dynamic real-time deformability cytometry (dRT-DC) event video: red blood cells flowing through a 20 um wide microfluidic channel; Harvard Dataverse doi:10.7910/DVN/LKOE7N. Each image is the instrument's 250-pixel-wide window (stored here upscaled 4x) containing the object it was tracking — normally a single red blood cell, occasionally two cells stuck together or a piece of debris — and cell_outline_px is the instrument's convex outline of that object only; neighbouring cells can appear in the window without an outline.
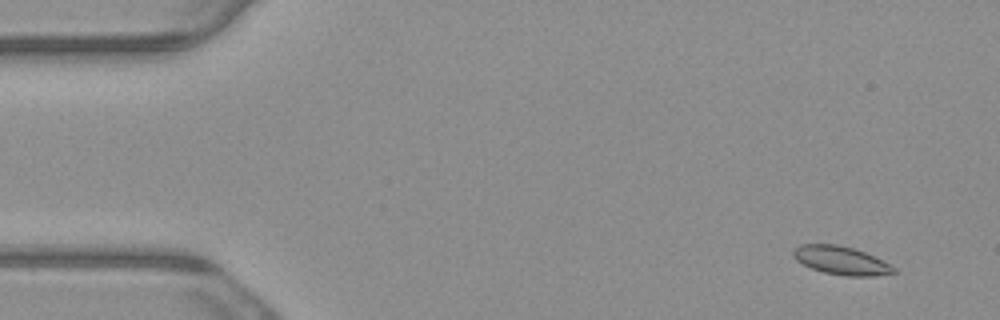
{"species": "common noctule bat (a hibernating species)", "species_latin": "Nyctalus noctula", "temperature_condition": "warm", "stored_images_in_passage": 6, "camera_frame_rate_fps": 3000, "um_per_image_px": 0.085, "animal": {"sex": "male", "body_mass_g": 23.1, "forearm_length_mm": 52.7}, "frame": {"image": 1, "passage_image": 1, "time_ms": 0.0, "image_size_px": [1000, 320], "cell_outline_px": [[896, 272], [876, 276], [844, 276], [824, 272], [812, 268], [796, 260], [792, 256], [792, 252], [800, 244], [836, 244], [852, 248], [864, 252], [896, 268]], "centroid_in_image_um": [71.47, 22.14], "position_along_channel_um": 13.5, "area_um2": 16.36}}
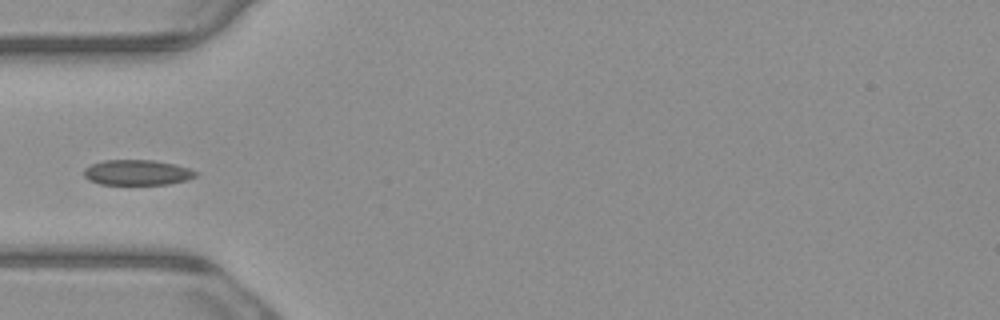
{"frame": {"image": 2, "passage_image": 5, "time_ms": 1.333, "image_size_px": [1000, 320], "cell_outline_px": [[196, 176], [188, 180], [168, 184], [100, 184], [88, 180], [84, 176], [84, 168], [92, 164], [104, 160], [152, 160], [176, 164], [192, 168], [196, 172]], "centroid_in_image_um": [11.68, 14.66], "position_along_channel_um": 73.3, "area_um2": 16.59}}
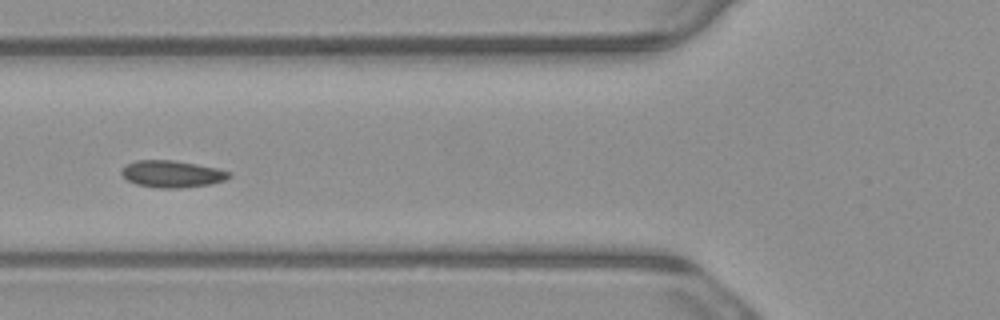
{"frame": {"image": 3, "passage_image": 6, "time_ms": 1.667, "image_size_px": [1000, 320], "cell_outline_px": [[232, 176], [224, 180], [212, 184], [180, 188], [156, 188], [136, 184], [128, 180], [120, 172], [128, 164], [136, 160], [172, 160], [220, 168], [232, 172]], "centroid_in_image_um": [14.68, 14.79], "position_along_channel_um": 111.1, "area_um2": 16.94}}